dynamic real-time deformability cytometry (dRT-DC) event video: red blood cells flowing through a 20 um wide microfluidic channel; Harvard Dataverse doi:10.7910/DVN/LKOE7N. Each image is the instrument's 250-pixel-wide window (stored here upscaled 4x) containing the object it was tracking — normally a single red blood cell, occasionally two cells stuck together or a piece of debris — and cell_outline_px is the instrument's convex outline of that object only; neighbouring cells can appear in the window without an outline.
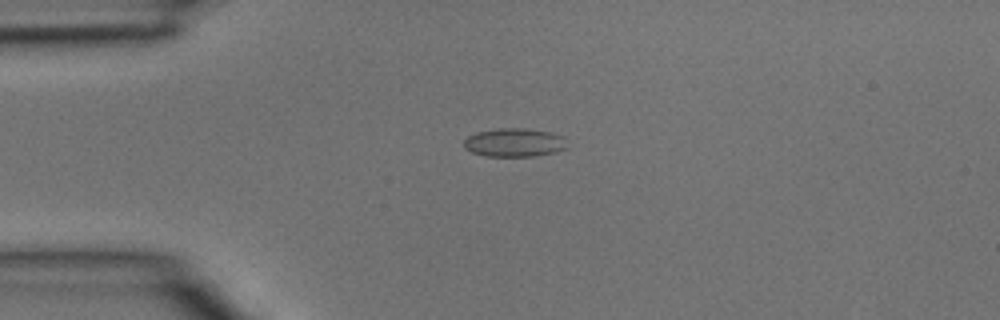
{"species": "common noctule bat (a hibernating species)", "species_latin": "Nyctalus noctula", "temperature_condition": "room temperature", "stored_images_in_passage": 3, "camera_frame_rate_fps": 3000, "um_per_image_px": 0.085, "animal": {"sex": "male", "body_mass_g": 15.6}, "frame": {"image": 1, "passage_image": 3, "time_ms": 0.667, "image_size_px": [1000, 320], "cell_outline_px": [[568, 148], [556, 152], [536, 156], [488, 156], [472, 152], [464, 148], [464, 140], [468, 136], [476, 132], [500, 128], [524, 128], [548, 132], [564, 136]], "centroid_in_image_um": [43.74, 12.12], "position_along_channel_um": 41.3, "area_um2": 17.22}}